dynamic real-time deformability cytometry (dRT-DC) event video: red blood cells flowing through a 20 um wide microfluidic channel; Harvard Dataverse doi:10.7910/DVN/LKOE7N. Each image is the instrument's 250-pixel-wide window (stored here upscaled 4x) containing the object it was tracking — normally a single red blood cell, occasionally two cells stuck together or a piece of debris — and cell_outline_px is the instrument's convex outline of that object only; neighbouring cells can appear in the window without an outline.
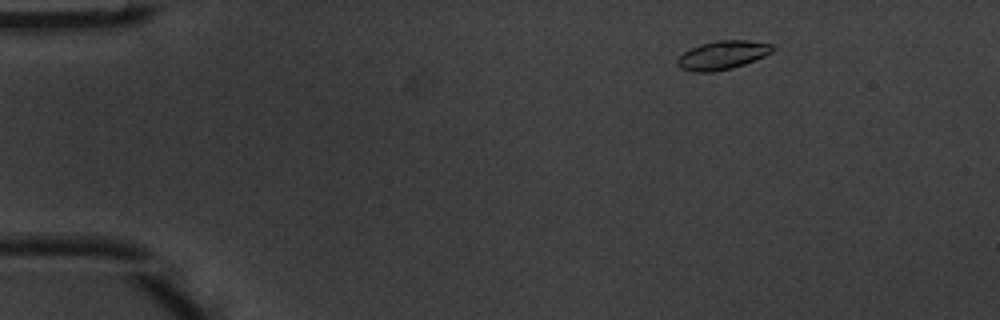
{"species": "common noctule bat (a hibernating species)", "species_latin": "Nyctalus noctula", "temperature_condition": "warm", "stored_images_in_passage": 5, "camera_frame_rate_fps": 3000, "um_per_image_px": 0.085, "animal": {"sex": "male", "body_mass_g": 20.1, "forearm_length_mm": 53.5}, "frame": {"image": 1, "passage_image": 2, "time_ms": 0.333, "image_size_px": [1000, 320], "cell_outline_px": [[776, 48], [772, 52], [764, 56], [744, 64], [732, 68], [712, 72], [692, 72], [680, 68], [676, 60], [684, 52], [700, 44], [716, 40], [748, 40], [772, 44]], "centroid_in_image_um": [61.42, 4.68], "position_along_channel_um": 23.6, "area_um2": 15.9}}
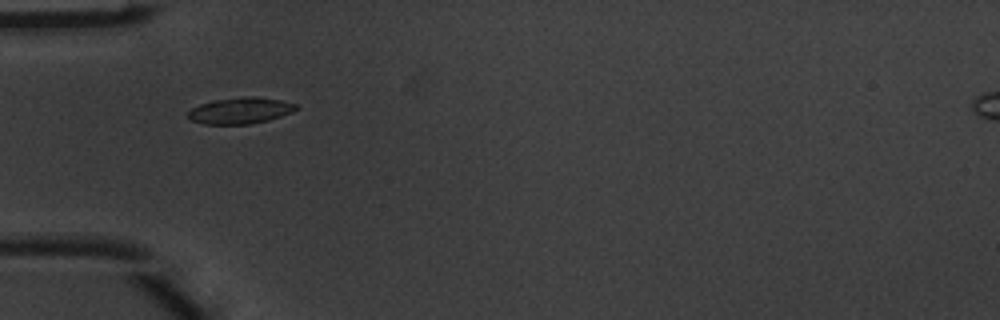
{"frame": {"image": 2, "passage_image": 4, "time_ms": 1.0, "image_size_px": [1000, 320], "cell_outline_px": [[300, 108], [292, 112], [268, 120], [248, 124], [204, 124], [192, 120], [188, 116], [188, 112], [192, 108], [200, 104], [212, 100], [252, 96], [256, 96], [280, 100], [296, 104]], "centroid_in_image_um": [20.44, 9.4], "position_along_channel_um": 64.6, "area_um2": 16.42}}